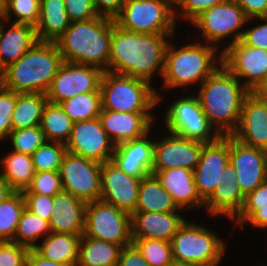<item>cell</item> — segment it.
<instances>
[{
  "instance_id": "ab89813d",
  "label": "cell",
  "mask_w": 267,
  "mask_h": 266,
  "mask_svg": "<svg viewBox=\"0 0 267 266\" xmlns=\"http://www.w3.org/2000/svg\"><path fill=\"white\" fill-rule=\"evenodd\" d=\"M15 152L32 155L40 146L49 140L40 125L25 129L11 130L8 136Z\"/></svg>"
},
{
  "instance_id": "8fae6325",
  "label": "cell",
  "mask_w": 267,
  "mask_h": 266,
  "mask_svg": "<svg viewBox=\"0 0 267 266\" xmlns=\"http://www.w3.org/2000/svg\"><path fill=\"white\" fill-rule=\"evenodd\" d=\"M253 18H249L243 9L235 0H225L223 3L215 5L192 21V25L202 30V36L206 43L213 45L223 38L233 35V40L229 45L239 41L243 35L242 31H238L247 22H251Z\"/></svg>"
},
{
  "instance_id": "94428289",
  "label": "cell",
  "mask_w": 267,
  "mask_h": 266,
  "mask_svg": "<svg viewBox=\"0 0 267 266\" xmlns=\"http://www.w3.org/2000/svg\"><path fill=\"white\" fill-rule=\"evenodd\" d=\"M172 6L174 5H177L179 2H180V0H167Z\"/></svg>"
},
{
  "instance_id": "6f0895ef",
  "label": "cell",
  "mask_w": 267,
  "mask_h": 266,
  "mask_svg": "<svg viewBox=\"0 0 267 266\" xmlns=\"http://www.w3.org/2000/svg\"><path fill=\"white\" fill-rule=\"evenodd\" d=\"M254 93L267 102V78L255 89Z\"/></svg>"
},
{
  "instance_id": "74e56055",
  "label": "cell",
  "mask_w": 267,
  "mask_h": 266,
  "mask_svg": "<svg viewBox=\"0 0 267 266\" xmlns=\"http://www.w3.org/2000/svg\"><path fill=\"white\" fill-rule=\"evenodd\" d=\"M149 266H168L173 261L171 242L157 239H132Z\"/></svg>"
},
{
  "instance_id": "d4e9b609",
  "label": "cell",
  "mask_w": 267,
  "mask_h": 266,
  "mask_svg": "<svg viewBox=\"0 0 267 266\" xmlns=\"http://www.w3.org/2000/svg\"><path fill=\"white\" fill-rule=\"evenodd\" d=\"M223 178L212 195L204 202L212 216L224 215L233 220L242 210L245 195L242 193L233 166L229 165L222 172Z\"/></svg>"
},
{
  "instance_id": "f546056e",
  "label": "cell",
  "mask_w": 267,
  "mask_h": 266,
  "mask_svg": "<svg viewBox=\"0 0 267 266\" xmlns=\"http://www.w3.org/2000/svg\"><path fill=\"white\" fill-rule=\"evenodd\" d=\"M136 211L175 212L178 208L157 177L149 174L141 179Z\"/></svg>"
},
{
  "instance_id": "680465c9",
  "label": "cell",
  "mask_w": 267,
  "mask_h": 266,
  "mask_svg": "<svg viewBox=\"0 0 267 266\" xmlns=\"http://www.w3.org/2000/svg\"><path fill=\"white\" fill-rule=\"evenodd\" d=\"M168 266H201V265L173 260Z\"/></svg>"
},
{
  "instance_id": "cb8c5ba5",
  "label": "cell",
  "mask_w": 267,
  "mask_h": 266,
  "mask_svg": "<svg viewBox=\"0 0 267 266\" xmlns=\"http://www.w3.org/2000/svg\"><path fill=\"white\" fill-rule=\"evenodd\" d=\"M53 204L49 220L50 231L83 235L87 203L62 190L54 196Z\"/></svg>"
},
{
  "instance_id": "7402d4cb",
  "label": "cell",
  "mask_w": 267,
  "mask_h": 266,
  "mask_svg": "<svg viewBox=\"0 0 267 266\" xmlns=\"http://www.w3.org/2000/svg\"><path fill=\"white\" fill-rule=\"evenodd\" d=\"M148 136L149 132L138 139L115 146L111 161L134 178L142 179L151 174L154 163V142Z\"/></svg>"
},
{
  "instance_id": "6da1fadb",
  "label": "cell",
  "mask_w": 267,
  "mask_h": 266,
  "mask_svg": "<svg viewBox=\"0 0 267 266\" xmlns=\"http://www.w3.org/2000/svg\"><path fill=\"white\" fill-rule=\"evenodd\" d=\"M168 37H174V34L131 32L114 24L109 72L131 76L150 84L155 71L163 75Z\"/></svg>"
},
{
  "instance_id": "4fadbf2b",
  "label": "cell",
  "mask_w": 267,
  "mask_h": 266,
  "mask_svg": "<svg viewBox=\"0 0 267 266\" xmlns=\"http://www.w3.org/2000/svg\"><path fill=\"white\" fill-rule=\"evenodd\" d=\"M224 48L222 65L239 80L245 78L242 84L254 92L267 78V49L250 47L241 40Z\"/></svg>"
},
{
  "instance_id": "8d00e7d4",
  "label": "cell",
  "mask_w": 267,
  "mask_h": 266,
  "mask_svg": "<svg viewBox=\"0 0 267 266\" xmlns=\"http://www.w3.org/2000/svg\"><path fill=\"white\" fill-rule=\"evenodd\" d=\"M25 207L22 192H14L0 204V241H13Z\"/></svg>"
},
{
  "instance_id": "30bf717a",
  "label": "cell",
  "mask_w": 267,
  "mask_h": 266,
  "mask_svg": "<svg viewBox=\"0 0 267 266\" xmlns=\"http://www.w3.org/2000/svg\"><path fill=\"white\" fill-rule=\"evenodd\" d=\"M166 113L168 132L203 143L214 142L220 137L209 123L197 96L179 98Z\"/></svg>"
},
{
  "instance_id": "3957f363",
  "label": "cell",
  "mask_w": 267,
  "mask_h": 266,
  "mask_svg": "<svg viewBox=\"0 0 267 266\" xmlns=\"http://www.w3.org/2000/svg\"><path fill=\"white\" fill-rule=\"evenodd\" d=\"M114 19L99 16L71 22L55 41L65 62L90 65L109 71V58Z\"/></svg>"
},
{
  "instance_id": "9f6ffc18",
  "label": "cell",
  "mask_w": 267,
  "mask_h": 266,
  "mask_svg": "<svg viewBox=\"0 0 267 266\" xmlns=\"http://www.w3.org/2000/svg\"><path fill=\"white\" fill-rule=\"evenodd\" d=\"M14 192L15 191L10 187L9 183L0 176V204Z\"/></svg>"
},
{
  "instance_id": "ba28073f",
  "label": "cell",
  "mask_w": 267,
  "mask_h": 266,
  "mask_svg": "<svg viewBox=\"0 0 267 266\" xmlns=\"http://www.w3.org/2000/svg\"><path fill=\"white\" fill-rule=\"evenodd\" d=\"M173 260L201 266H218L225 244L214 231L185 221L171 240Z\"/></svg>"
},
{
  "instance_id": "ffe728a7",
  "label": "cell",
  "mask_w": 267,
  "mask_h": 266,
  "mask_svg": "<svg viewBox=\"0 0 267 266\" xmlns=\"http://www.w3.org/2000/svg\"><path fill=\"white\" fill-rule=\"evenodd\" d=\"M232 136L246 145L267 151V102L254 92L244 98L240 121Z\"/></svg>"
},
{
  "instance_id": "11a10c76",
  "label": "cell",
  "mask_w": 267,
  "mask_h": 266,
  "mask_svg": "<svg viewBox=\"0 0 267 266\" xmlns=\"http://www.w3.org/2000/svg\"><path fill=\"white\" fill-rule=\"evenodd\" d=\"M27 266H77V264L53 262L42 258L34 250H29L27 255Z\"/></svg>"
},
{
  "instance_id": "d6986e66",
  "label": "cell",
  "mask_w": 267,
  "mask_h": 266,
  "mask_svg": "<svg viewBox=\"0 0 267 266\" xmlns=\"http://www.w3.org/2000/svg\"><path fill=\"white\" fill-rule=\"evenodd\" d=\"M161 141H154V163L152 172L182 167L194 170L205 143L190 140L168 132Z\"/></svg>"
},
{
  "instance_id": "4316f807",
  "label": "cell",
  "mask_w": 267,
  "mask_h": 266,
  "mask_svg": "<svg viewBox=\"0 0 267 266\" xmlns=\"http://www.w3.org/2000/svg\"><path fill=\"white\" fill-rule=\"evenodd\" d=\"M2 20L0 17V73L38 41L34 26L13 22L10 29L5 31L6 26Z\"/></svg>"
},
{
  "instance_id": "9a60e30c",
  "label": "cell",
  "mask_w": 267,
  "mask_h": 266,
  "mask_svg": "<svg viewBox=\"0 0 267 266\" xmlns=\"http://www.w3.org/2000/svg\"><path fill=\"white\" fill-rule=\"evenodd\" d=\"M65 145L67 152L101 164L112 159L115 149L99 118L74 122Z\"/></svg>"
},
{
  "instance_id": "f35d334b",
  "label": "cell",
  "mask_w": 267,
  "mask_h": 266,
  "mask_svg": "<svg viewBox=\"0 0 267 266\" xmlns=\"http://www.w3.org/2000/svg\"><path fill=\"white\" fill-rule=\"evenodd\" d=\"M66 152V145L59 142L48 141L40 146L31 155L35 172L59 171Z\"/></svg>"
},
{
  "instance_id": "83f0119b",
  "label": "cell",
  "mask_w": 267,
  "mask_h": 266,
  "mask_svg": "<svg viewBox=\"0 0 267 266\" xmlns=\"http://www.w3.org/2000/svg\"><path fill=\"white\" fill-rule=\"evenodd\" d=\"M64 0H41L36 30L38 41L55 42L70 26Z\"/></svg>"
},
{
  "instance_id": "f907efd6",
  "label": "cell",
  "mask_w": 267,
  "mask_h": 266,
  "mask_svg": "<svg viewBox=\"0 0 267 266\" xmlns=\"http://www.w3.org/2000/svg\"><path fill=\"white\" fill-rule=\"evenodd\" d=\"M117 266H149L138 249L130 244L122 247Z\"/></svg>"
},
{
  "instance_id": "db71d44e",
  "label": "cell",
  "mask_w": 267,
  "mask_h": 266,
  "mask_svg": "<svg viewBox=\"0 0 267 266\" xmlns=\"http://www.w3.org/2000/svg\"><path fill=\"white\" fill-rule=\"evenodd\" d=\"M244 205H267V181L245 196Z\"/></svg>"
},
{
  "instance_id": "ee69618b",
  "label": "cell",
  "mask_w": 267,
  "mask_h": 266,
  "mask_svg": "<svg viewBox=\"0 0 267 266\" xmlns=\"http://www.w3.org/2000/svg\"><path fill=\"white\" fill-rule=\"evenodd\" d=\"M28 252L14 241H0V266H27Z\"/></svg>"
},
{
  "instance_id": "7c38bea8",
  "label": "cell",
  "mask_w": 267,
  "mask_h": 266,
  "mask_svg": "<svg viewBox=\"0 0 267 266\" xmlns=\"http://www.w3.org/2000/svg\"><path fill=\"white\" fill-rule=\"evenodd\" d=\"M101 167V163L66 152L59 170L62 190L85 203L100 200Z\"/></svg>"
},
{
  "instance_id": "4dcf8cb0",
  "label": "cell",
  "mask_w": 267,
  "mask_h": 266,
  "mask_svg": "<svg viewBox=\"0 0 267 266\" xmlns=\"http://www.w3.org/2000/svg\"><path fill=\"white\" fill-rule=\"evenodd\" d=\"M122 247L82 235L77 266H117Z\"/></svg>"
},
{
  "instance_id": "ac0fdd59",
  "label": "cell",
  "mask_w": 267,
  "mask_h": 266,
  "mask_svg": "<svg viewBox=\"0 0 267 266\" xmlns=\"http://www.w3.org/2000/svg\"><path fill=\"white\" fill-rule=\"evenodd\" d=\"M141 179L123 172L111 160L101 167L100 200L130 215L136 212Z\"/></svg>"
},
{
  "instance_id": "5bb4252c",
  "label": "cell",
  "mask_w": 267,
  "mask_h": 266,
  "mask_svg": "<svg viewBox=\"0 0 267 266\" xmlns=\"http://www.w3.org/2000/svg\"><path fill=\"white\" fill-rule=\"evenodd\" d=\"M103 72L95 66L64 61L46 94L48 102L59 104L82 93L96 92Z\"/></svg>"
},
{
  "instance_id": "d590c367",
  "label": "cell",
  "mask_w": 267,
  "mask_h": 266,
  "mask_svg": "<svg viewBox=\"0 0 267 266\" xmlns=\"http://www.w3.org/2000/svg\"><path fill=\"white\" fill-rule=\"evenodd\" d=\"M50 231L49 221L42 219L29 211L26 207L19 219L13 241L20 246L33 250L42 235L47 236Z\"/></svg>"
},
{
  "instance_id": "e0dca14e",
  "label": "cell",
  "mask_w": 267,
  "mask_h": 266,
  "mask_svg": "<svg viewBox=\"0 0 267 266\" xmlns=\"http://www.w3.org/2000/svg\"><path fill=\"white\" fill-rule=\"evenodd\" d=\"M229 165V136L205 143L193 170L197 192L205 202L221 183L223 170Z\"/></svg>"
},
{
  "instance_id": "836d02e7",
  "label": "cell",
  "mask_w": 267,
  "mask_h": 266,
  "mask_svg": "<svg viewBox=\"0 0 267 266\" xmlns=\"http://www.w3.org/2000/svg\"><path fill=\"white\" fill-rule=\"evenodd\" d=\"M73 123L59 104L47 102L40 127L49 141L66 144L71 136Z\"/></svg>"
},
{
  "instance_id": "8992f818",
  "label": "cell",
  "mask_w": 267,
  "mask_h": 266,
  "mask_svg": "<svg viewBox=\"0 0 267 266\" xmlns=\"http://www.w3.org/2000/svg\"><path fill=\"white\" fill-rule=\"evenodd\" d=\"M148 82L105 71L100 82L102 109L114 112L151 113L161 97Z\"/></svg>"
},
{
  "instance_id": "b9f144b4",
  "label": "cell",
  "mask_w": 267,
  "mask_h": 266,
  "mask_svg": "<svg viewBox=\"0 0 267 266\" xmlns=\"http://www.w3.org/2000/svg\"><path fill=\"white\" fill-rule=\"evenodd\" d=\"M62 191L59 171L36 172L30 185L22 193H37L46 196H55Z\"/></svg>"
},
{
  "instance_id": "484cf974",
  "label": "cell",
  "mask_w": 267,
  "mask_h": 266,
  "mask_svg": "<svg viewBox=\"0 0 267 266\" xmlns=\"http://www.w3.org/2000/svg\"><path fill=\"white\" fill-rule=\"evenodd\" d=\"M151 174H154L161 186L170 193L179 211L187 206V208L204 206V201L196 189L193 170L177 167Z\"/></svg>"
},
{
  "instance_id": "5b68a950",
  "label": "cell",
  "mask_w": 267,
  "mask_h": 266,
  "mask_svg": "<svg viewBox=\"0 0 267 266\" xmlns=\"http://www.w3.org/2000/svg\"><path fill=\"white\" fill-rule=\"evenodd\" d=\"M170 43L166 50L162 75L168 89L184 87L196 81L202 83L222 65V53L216 59L214 57L217 53L216 45L191 43L176 50Z\"/></svg>"
},
{
  "instance_id": "f6af8a7d",
  "label": "cell",
  "mask_w": 267,
  "mask_h": 266,
  "mask_svg": "<svg viewBox=\"0 0 267 266\" xmlns=\"http://www.w3.org/2000/svg\"><path fill=\"white\" fill-rule=\"evenodd\" d=\"M232 221H235L236 225L240 226L249 222L254 227L266 229L267 205H243L242 210Z\"/></svg>"
},
{
  "instance_id": "277c9868",
  "label": "cell",
  "mask_w": 267,
  "mask_h": 266,
  "mask_svg": "<svg viewBox=\"0 0 267 266\" xmlns=\"http://www.w3.org/2000/svg\"><path fill=\"white\" fill-rule=\"evenodd\" d=\"M63 62L55 42L37 41L0 73V84L15 93L47 94Z\"/></svg>"
},
{
  "instance_id": "1f68e13d",
  "label": "cell",
  "mask_w": 267,
  "mask_h": 266,
  "mask_svg": "<svg viewBox=\"0 0 267 266\" xmlns=\"http://www.w3.org/2000/svg\"><path fill=\"white\" fill-rule=\"evenodd\" d=\"M3 172L0 176L5 179L15 192H22L31 183L35 169L30 155L10 151L1 158Z\"/></svg>"
},
{
  "instance_id": "52a82bcc",
  "label": "cell",
  "mask_w": 267,
  "mask_h": 266,
  "mask_svg": "<svg viewBox=\"0 0 267 266\" xmlns=\"http://www.w3.org/2000/svg\"><path fill=\"white\" fill-rule=\"evenodd\" d=\"M167 0H124L114 18L120 28L145 34H174L177 11Z\"/></svg>"
},
{
  "instance_id": "f5cc1de1",
  "label": "cell",
  "mask_w": 267,
  "mask_h": 266,
  "mask_svg": "<svg viewBox=\"0 0 267 266\" xmlns=\"http://www.w3.org/2000/svg\"><path fill=\"white\" fill-rule=\"evenodd\" d=\"M99 16L114 19L121 11L124 0H93Z\"/></svg>"
},
{
  "instance_id": "603a6c76",
  "label": "cell",
  "mask_w": 267,
  "mask_h": 266,
  "mask_svg": "<svg viewBox=\"0 0 267 266\" xmlns=\"http://www.w3.org/2000/svg\"><path fill=\"white\" fill-rule=\"evenodd\" d=\"M184 217L175 212H142L131 215L132 239H157L171 242Z\"/></svg>"
},
{
  "instance_id": "2e32d148",
  "label": "cell",
  "mask_w": 267,
  "mask_h": 266,
  "mask_svg": "<svg viewBox=\"0 0 267 266\" xmlns=\"http://www.w3.org/2000/svg\"><path fill=\"white\" fill-rule=\"evenodd\" d=\"M229 163L245 196L267 181V151L246 145L232 135L229 136Z\"/></svg>"
},
{
  "instance_id": "91938a15",
  "label": "cell",
  "mask_w": 267,
  "mask_h": 266,
  "mask_svg": "<svg viewBox=\"0 0 267 266\" xmlns=\"http://www.w3.org/2000/svg\"><path fill=\"white\" fill-rule=\"evenodd\" d=\"M8 6V0H0V17L2 18L5 13Z\"/></svg>"
},
{
  "instance_id": "44dd1931",
  "label": "cell",
  "mask_w": 267,
  "mask_h": 266,
  "mask_svg": "<svg viewBox=\"0 0 267 266\" xmlns=\"http://www.w3.org/2000/svg\"><path fill=\"white\" fill-rule=\"evenodd\" d=\"M98 118L115 146L150 132L154 120L151 113L114 112L108 109H101Z\"/></svg>"
},
{
  "instance_id": "7bdbcfd3",
  "label": "cell",
  "mask_w": 267,
  "mask_h": 266,
  "mask_svg": "<svg viewBox=\"0 0 267 266\" xmlns=\"http://www.w3.org/2000/svg\"><path fill=\"white\" fill-rule=\"evenodd\" d=\"M17 102V93L0 84V140L9 136L12 130V115Z\"/></svg>"
},
{
  "instance_id": "e575fe53",
  "label": "cell",
  "mask_w": 267,
  "mask_h": 266,
  "mask_svg": "<svg viewBox=\"0 0 267 266\" xmlns=\"http://www.w3.org/2000/svg\"><path fill=\"white\" fill-rule=\"evenodd\" d=\"M59 105L73 122L98 118L102 109L100 88L96 92L76 95Z\"/></svg>"
},
{
  "instance_id": "60d3db41",
  "label": "cell",
  "mask_w": 267,
  "mask_h": 266,
  "mask_svg": "<svg viewBox=\"0 0 267 266\" xmlns=\"http://www.w3.org/2000/svg\"><path fill=\"white\" fill-rule=\"evenodd\" d=\"M40 3L41 0H8L6 13L2 17L3 21H9L10 14L13 13V16L16 17L15 23L36 27L40 18Z\"/></svg>"
},
{
  "instance_id": "7a4b0ae2",
  "label": "cell",
  "mask_w": 267,
  "mask_h": 266,
  "mask_svg": "<svg viewBox=\"0 0 267 266\" xmlns=\"http://www.w3.org/2000/svg\"><path fill=\"white\" fill-rule=\"evenodd\" d=\"M221 65L201 84L198 99L209 123L220 136L232 135L238 127L244 98L250 91Z\"/></svg>"
},
{
  "instance_id": "9c48e42d",
  "label": "cell",
  "mask_w": 267,
  "mask_h": 266,
  "mask_svg": "<svg viewBox=\"0 0 267 266\" xmlns=\"http://www.w3.org/2000/svg\"><path fill=\"white\" fill-rule=\"evenodd\" d=\"M83 235L118 244H132L131 215L101 200L87 203Z\"/></svg>"
},
{
  "instance_id": "7dc6e473",
  "label": "cell",
  "mask_w": 267,
  "mask_h": 266,
  "mask_svg": "<svg viewBox=\"0 0 267 266\" xmlns=\"http://www.w3.org/2000/svg\"><path fill=\"white\" fill-rule=\"evenodd\" d=\"M26 208L45 220H50L53 210L54 196L40 195L37 193H23Z\"/></svg>"
},
{
  "instance_id": "816d5d0a",
  "label": "cell",
  "mask_w": 267,
  "mask_h": 266,
  "mask_svg": "<svg viewBox=\"0 0 267 266\" xmlns=\"http://www.w3.org/2000/svg\"><path fill=\"white\" fill-rule=\"evenodd\" d=\"M249 18L267 17V0H235Z\"/></svg>"
},
{
  "instance_id": "d6a6232c",
  "label": "cell",
  "mask_w": 267,
  "mask_h": 266,
  "mask_svg": "<svg viewBox=\"0 0 267 266\" xmlns=\"http://www.w3.org/2000/svg\"><path fill=\"white\" fill-rule=\"evenodd\" d=\"M47 102V95L43 93H17L12 130L39 126Z\"/></svg>"
},
{
  "instance_id": "c3c4849f",
  "label": "cell",
  "mask_w": 267,
  "mask_h": 266,
  "mask_svg": "<svg viewBox=\"0 0 267 266\" xmlns=\"http://www.w3.org/2000/svg\"><path fill=\"white\" fill-rule=\"evenodd\" d=\"M225 0H180L177 4L179 8V14L183 18L192 22L197 18L201 13L207 9L223 3ZM181 8V10H180Z\"/></svg>"
},
{
  "instance_id": "681fc988",
  "label": "cell",
  "mask_w": 267,
  "mask_h": 266,
  "mask_svg": "<svg viewBox=\"0 0 267 266\" xmlns=\"http://www.w3.org/2000/svg\"><path fill=\"white\" fill-rule=\"evenodd\" d=\"M256 19L265 23L246 29L240 40L250 47L267 49V17H256Z\"/></svg>"
},
{
  "instance_id": "bcb514c9",
  "label": "cell",
  "mask_w": 267,
  "mask_h": 266,
  "mask_svg": "<svg viewBox=\"0 0 267 266\" xmlns=\"http://www.w3.org/2000/svg\"><path fill=\"white\" fill-rule=\"evenodd\" d=\"M65 8L71 22H79L99 17L93 0H64Z\"/></svg>"
},
{
  "instance_id": "f1b7e54d",
  "label": "cell",
  "mask_w": 267,
  "mask_h": 266,
  "mask_svg": "<svg viewBox=\"0 0 267 266\" xmlns=\"http://www.w3.org/2000/svg\"><path fill=\"white\" fill-rule=\"evenodd\" d=\"M81 237L82 235L51 232L42 245H37L33 250L42 258L53 262L77 264Z\"/></svg>"
}]
</instances>
